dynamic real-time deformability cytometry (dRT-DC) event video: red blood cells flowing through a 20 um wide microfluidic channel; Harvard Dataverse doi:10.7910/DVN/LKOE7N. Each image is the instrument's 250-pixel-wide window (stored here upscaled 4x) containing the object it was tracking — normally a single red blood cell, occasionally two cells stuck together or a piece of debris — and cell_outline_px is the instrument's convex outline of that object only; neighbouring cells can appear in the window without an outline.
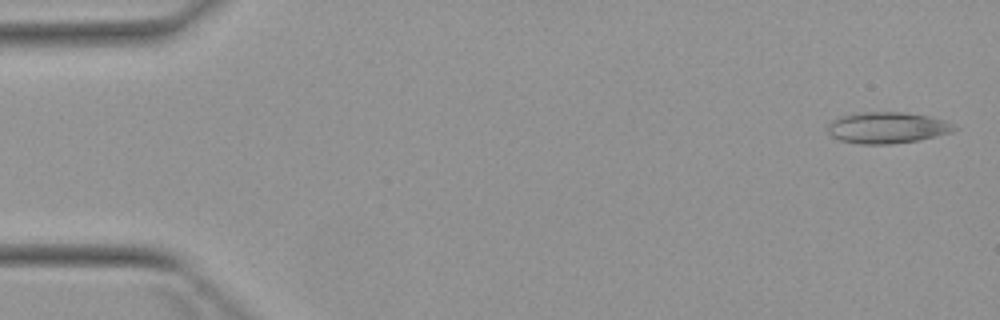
{"species": "Egyptian fruit bat (a non-hibernating species)", "species_latin": "Rousettus aegyptiacus", "temperature_condition": "warm", "stored_images_in_passage": 7, "camera_frame_rate_fps": 3000, "um_per_image_px": 0.085, "animal": {"sex": "female"}, "frame": {"image": 1, "passage_image": 1, "time_ms": 0.0, "image_size_px": [1000, 320], "cell_outline_px": [[960, 128], [952, 132], [936, 136], [916, 140], [892, 144], [860, 144], [840, 140], [832, 136], [828, 132], [828, 124], [836, 116], [856, 112], [904, 112], [928, 116], [944, 120]], "centroid_in_image_um": [75.38, 10.84], "position_along_channel_um": 9.6, "area_um2": 23.24}}
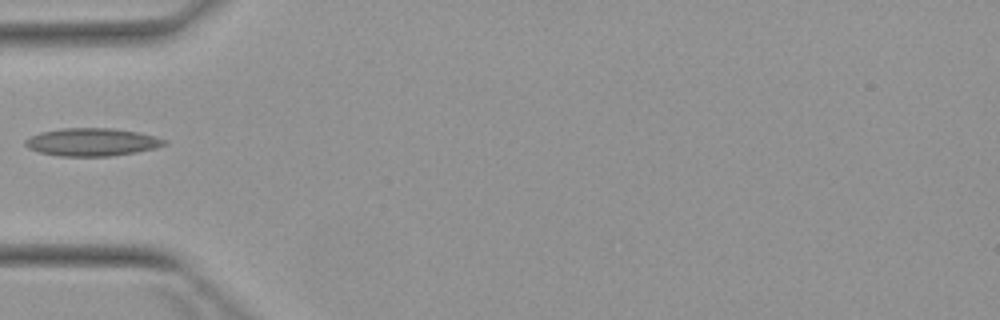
{"frame": {"image": 2, "passage_image": 5, "time_ms": 5.0, "image_size_px": [1000, 320], "cell_outline_px": [[168, 144], [156, 148], [136, 152], [112, 156], [60, 156], [40, 152], [28, 148], [24, 144], [24, 140], [40, 132], [60, 128], [112, 128], [136, 132], [168, 140]], "centroid_in_image_um": [7.82, 12.08], "position_along_channel_um": 77.2, "area_um2": 22.54}}
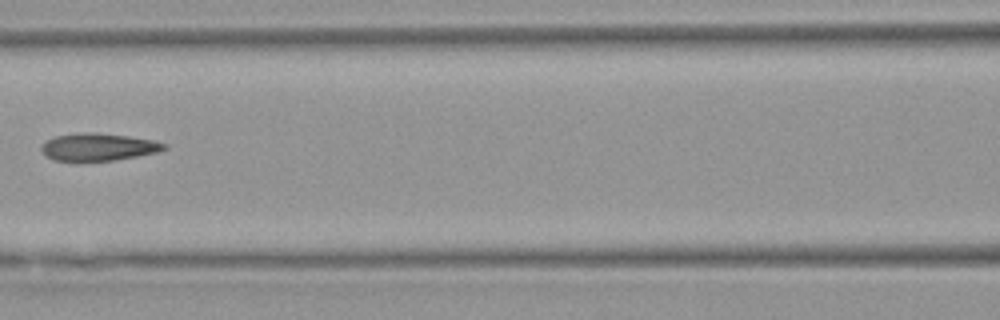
{"frame": {"image": 3, "passage_image": 7, "time_ms": 7.0, "image_size_px": [1000, 320], "cell_outline_px": [[168, 148], [156, 152], [136, 156], [112, 160], [56, 160], [44, 156], [40, 148], [40, 144], [44, 140], [56, 136], [76, 132], [96, 132], [128, 136], [152, 140], [168, 144]], "centroid_in_image_um": [8.3, 12.47], "position_along_channel_um": 158.3, "area_um2": 19.65}}